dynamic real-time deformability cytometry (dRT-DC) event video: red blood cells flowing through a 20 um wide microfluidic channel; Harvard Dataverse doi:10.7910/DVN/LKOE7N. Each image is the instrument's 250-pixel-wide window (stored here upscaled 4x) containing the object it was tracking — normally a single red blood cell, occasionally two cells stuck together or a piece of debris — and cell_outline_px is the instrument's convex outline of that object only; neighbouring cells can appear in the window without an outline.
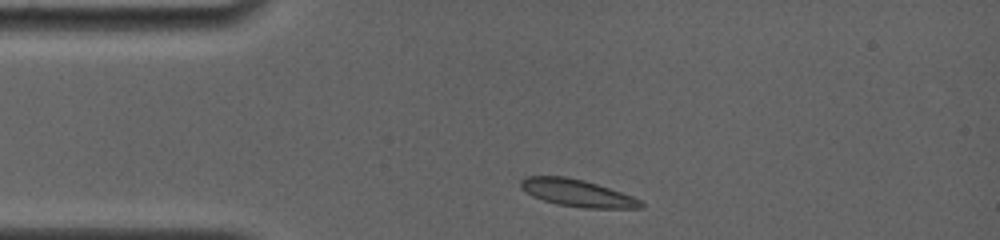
{"species": "common noctule bat (a hibernating species)", "species_latin": "Nyctalus noctula", "temperature_condition": "room temperature", "stored_images_in_passage": 26, "camera_frame_rate_fps": 4000, "um_per_image_px": 0.085, "animal": {"sex": "female", "body_mass_g": 19.0, "forearm_length_mm": 56.7}, "frame": {"image": 1, "passage_image": 1, "time_ms": 0.0, "image_size_px": [1000, 240], "cell_outline_px": [[644, 208], [584, 208], [556, 204], [532, 196], [520, 188], [520, 180], [524, 176], [564, 176], [584, 180], [632, 196], [640, 200], [644, 204]], "centroid_in_image_um": [49.03, 16.4], "position_along_channel_um": 36.0, "area_um2": 18.96}}
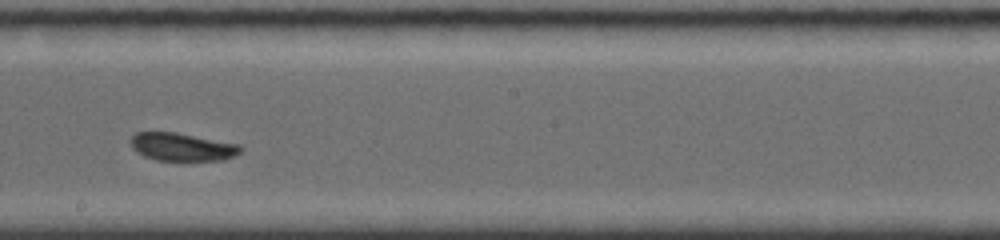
{"frame": {"image": 2, "passage_image": 15, "time_ms": 6.0, "image_size_px": [1000, 240], "cell_outline_px": [[244, 148], [240, 152], [224, 160], [156, 160], [144, 156], [136, 152], [132, 148], [128, 140], [136, 132], [176, 132], [240, 144]], "centroid_in_image_um": [15.45, 12.48], "position_along_channel_um": 232.7, "area_um2": 18.03}}
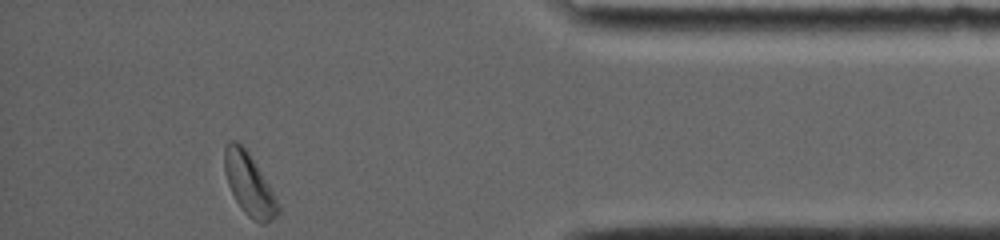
{"frame": {"image": 3, "passage_image": 26, "time_ms": 11.5, "image_size_px": [1000, 240], "cell_outline_px": [[280, 212], [276, 216], [264, 224], [260, 224], [252, 220], [244, 212], [236, 200], [228, 184], [224, 172], [224, 144], [228, 140], [236, 140], [248, 152], [272, 188], [280, 204]], "centroid_in_image_um": [21.18, 15.67], "position_along_channel_um": 414.0, "area_um2": 19.54}, "authors_computed_cell_mechanics": {"area_um2": 18.8139, "velocity_mm_per_s": 3.7432, "shape_relaxation_time_tau1_ms": 9.6047, "shape_relaxation_time_tau2_ms": 0.947, "deformation_change_tau1": 0.1971, "deformation_change_tau2": 0.0468}}